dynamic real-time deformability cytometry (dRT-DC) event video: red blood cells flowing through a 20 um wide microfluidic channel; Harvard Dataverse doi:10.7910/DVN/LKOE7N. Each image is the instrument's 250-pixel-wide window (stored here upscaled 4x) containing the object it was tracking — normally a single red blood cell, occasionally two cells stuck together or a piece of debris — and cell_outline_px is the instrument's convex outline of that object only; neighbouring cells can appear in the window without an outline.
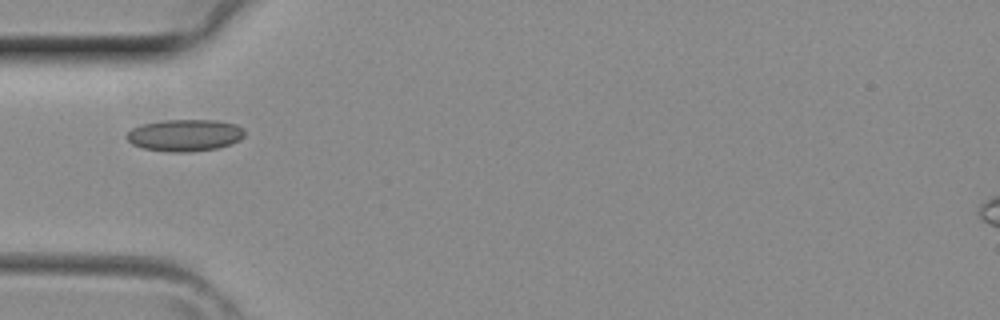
{"species": "common noctule bat (a hibernating species)", "species_latin": "Nyctalus noctula", "temperature_condition": "room temperature", "stored_images_in_passage": 1, "camera_frame_rate_fps": 3000, "um_per_image_px": 0.085, "animal": {"sex": "female", "body_mass_g": 29.2, "forearm_length_mm": 56.3}, "frame": {"image": 1, "passage_image": 1, "time_ms": 0.0, "image_size_px": [1000, 320], "cell_outline_px": [[244, 136], [240, 140], [216, 148], [188, 152], [168, 152], [144, 148], [132, 144], [124, 136], [132, 128], [144, 124], [164, 120], [216, 120], [236, 124], [244, 128]], "centroid_in_image_um": [15.71, 11.49], "position_along_channel_um": 69.3, "area_um2": 21.85}}